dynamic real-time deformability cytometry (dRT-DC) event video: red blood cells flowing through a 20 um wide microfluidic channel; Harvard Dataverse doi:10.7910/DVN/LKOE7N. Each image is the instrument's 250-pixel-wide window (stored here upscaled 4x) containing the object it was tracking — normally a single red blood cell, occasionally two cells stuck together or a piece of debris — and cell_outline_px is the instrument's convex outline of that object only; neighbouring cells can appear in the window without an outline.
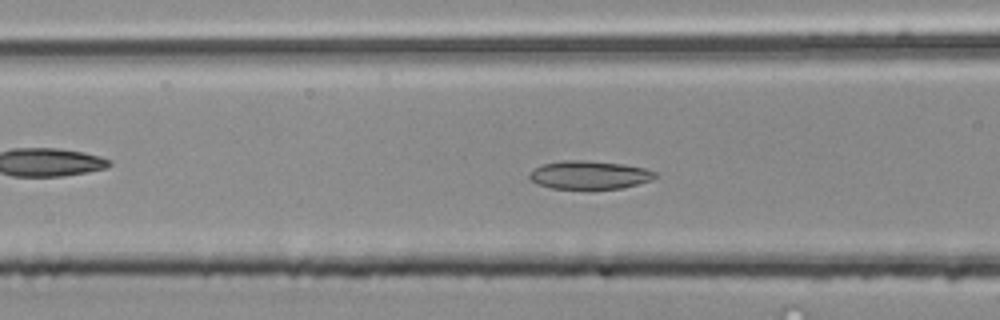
{"species": "common noctule bat (a hibernating species)", "species_latin": "Nyctalus noctula", "temperature_condition": "room temperature", "stored_images_in_passage": 53, "camera_frame_rate_fps": 3000, "um_per_image_px": 0.085, "animal": {"sex": "male", "body_mass_g": 20.4}, "frame": {"image": 1, "passage_image": 20, "time_ms": 6.333, "image_size_px": [1000, 320], "cell_outline_px": [[656, 176], [652, 180], [620, 188], [552, 188], [540, 184], [532, 180], [528, 176], [540, 164], [564, 160], [588, 160], [624, 164], [644, 168], [656, 172]], "centroid_in_image_um": [50.11, 14.85], "position_along_channel_um": 116.5, "area_um2": 20.4}}
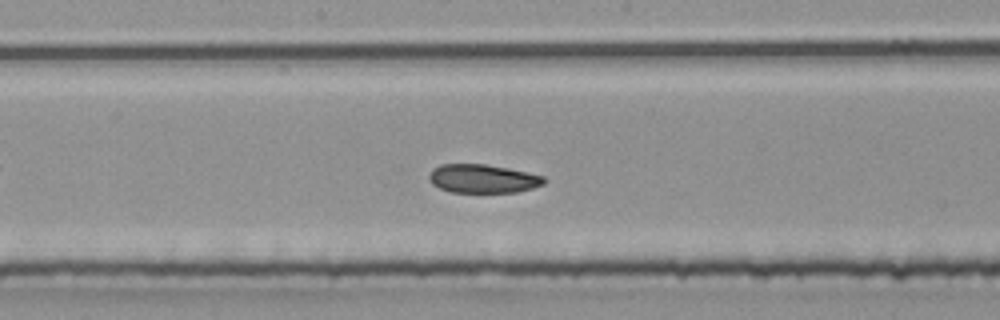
{"frame": {"image": 2, "passage_image": 27, "time_ms": 8.667, "image_size_px": [1000, 320], "cell_outline_px": [[548, 180], [544, 184], [532, 188], [516, 192], [452, 192], [440, 188], [432, 184], [428, 180], [428, 176], [432, 168], [440, 164], [488, 164], [528, 172], [544, 176]], "centroid_in_image_um": [41.04, 15.17], "position_along_channel_um": 207.2, "area_um2": 19.36}}
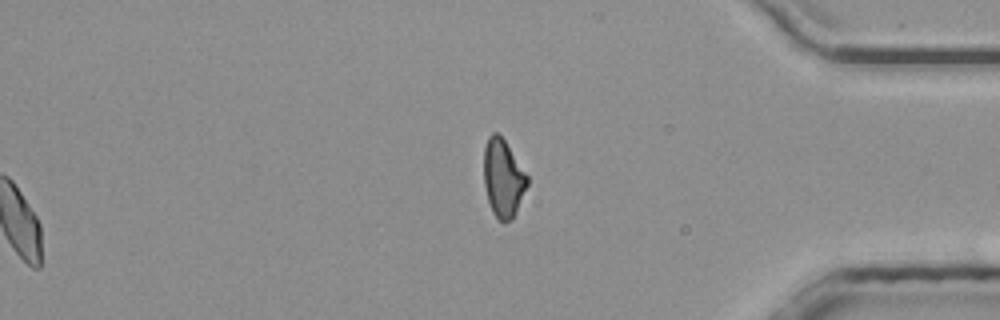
{"frame": {"image": 3, "passage_image": 53, "time_ms": 17.333, "image_size_px": [1000, 320], "cell_outline_px": [[528, 184], [516, 212], [504, 224], [492, 212], [488, 200], [484, 184], [484, 148], [488, 136], [492, 132], [496, 132], [504, 140], [528, 176]], "centroid_in_image_um": [42.75, 15.14], "position_along_channel_um": 392.4, "area_um2": 19.42}, "authors_computed_cell_mechanics": {"area_um2": 20.3456, "velocity_mm_per_s": 3.8781, "shape_relaxation_time_tau1_ms": 6.707, "shape_relaxation_time_tau2_ms": 6.4129, "deformation_change_tau1": 0.1385, "deformation_change_tau2": 0.1102}}